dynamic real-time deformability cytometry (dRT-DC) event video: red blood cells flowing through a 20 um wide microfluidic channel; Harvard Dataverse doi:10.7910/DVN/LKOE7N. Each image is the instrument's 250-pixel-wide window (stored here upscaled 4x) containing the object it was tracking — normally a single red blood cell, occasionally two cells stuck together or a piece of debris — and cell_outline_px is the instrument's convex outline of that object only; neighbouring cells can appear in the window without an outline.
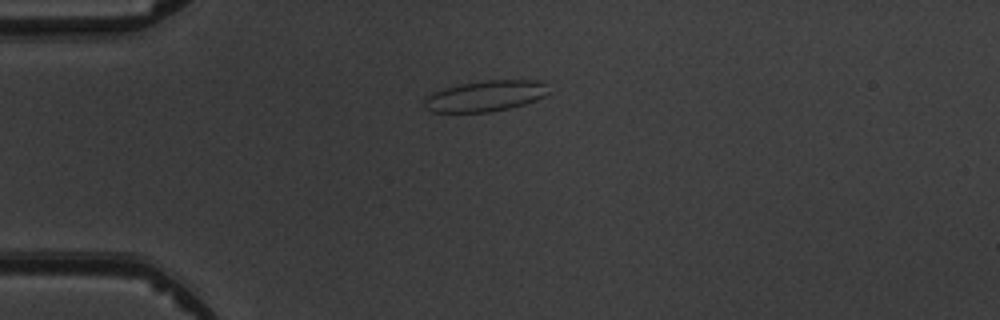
{"species": "common noctule bat (a hibernating species)", "species_latin": "Nyctalus noctula", "temperature_condition": "warm", "stored_images_in_passage": 3, "camera_frame_rate_fps": 3000, "um_per_image_px": 0.085, "animal": {"sex": "male", "body_mass_g": 19.5, "forearm_length_mm": 54.6}, "frame": {"image": 1, "passage_image": 3, "time_ms": 2.333, "image_size_px": [1000, 320], "cell_outline_px": [[552, 92], [536, 100], [524, 104], [508, 108], [488, 112], [432, 112], [424, 104], [424, 96], [432, 92], [444, 88], [460, 84], [484, 80], [540, 80], [548, 84]], "centroid_in_image_um": [41.3, 8.14], "position_along_channel_um": 43.7, "area_um2": 22.6}}